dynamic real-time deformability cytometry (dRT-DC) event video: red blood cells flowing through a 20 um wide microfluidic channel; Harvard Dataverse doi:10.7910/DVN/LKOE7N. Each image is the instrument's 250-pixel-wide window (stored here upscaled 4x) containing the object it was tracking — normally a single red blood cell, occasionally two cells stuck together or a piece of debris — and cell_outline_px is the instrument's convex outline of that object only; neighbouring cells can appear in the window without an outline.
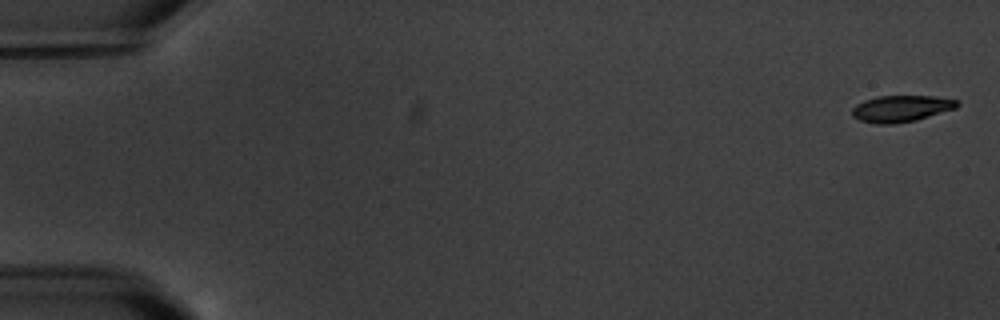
{"species": "common noctule bat (a hibernating species)", "species_latin": "Nyctalus noctula", "temperature_condition": "warm", "stored_images_in_passage": 6, "camera_frame_rate_fps": 3000, "um_per_image_px": 0.085, "animal": {"sex": "male", "body_mass_g": 20.1, "forearm_length_mm": 53.5}, "frame": {"image": 1, "passage_image": 1, "time_ms": 0.0, "image_size_px": [1000, 320], "cell_outline_px": [[960, 104], [956, 108], [916, 120], [892, 124], [876, 124], [860, 120], [852, 116], [852, 108], [856, 104], [864, 100], [876, 96], [932, 96], [960, 100]], "centroid_in_image_um": [76.6, 9.22], "position_along_channel_um": 8.4, "area_um2": 16.3}}
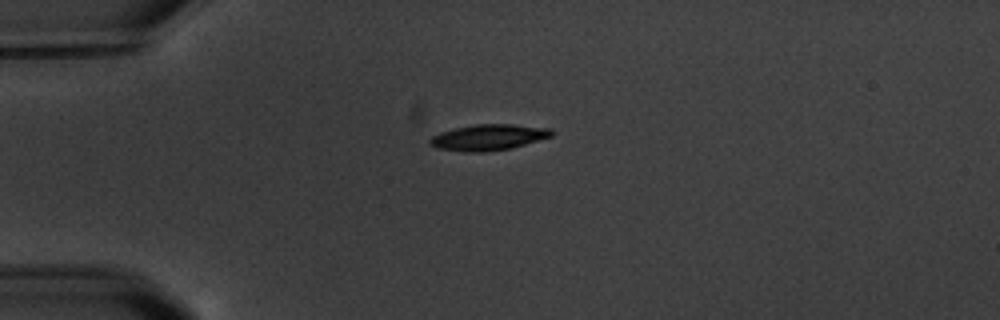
{"frame": {"image": 2, "passage_image": 5, "time_ms": 4.667, "image_size_px": [1000, 320], "cell_outline_px": [[556, 132], [552, 136], [524, 144], [508, 148], [480, 152], [464, 152], [436, 148], [428, 144], [428, 140], [432, 136], [440, 132], [456, 128], [476, 124], [512, 124], [552, 128]], "centroid_in_image_um": [41.5, 11.66], "position_along_channel_um": 43.5, "area_um2": 18.38}}